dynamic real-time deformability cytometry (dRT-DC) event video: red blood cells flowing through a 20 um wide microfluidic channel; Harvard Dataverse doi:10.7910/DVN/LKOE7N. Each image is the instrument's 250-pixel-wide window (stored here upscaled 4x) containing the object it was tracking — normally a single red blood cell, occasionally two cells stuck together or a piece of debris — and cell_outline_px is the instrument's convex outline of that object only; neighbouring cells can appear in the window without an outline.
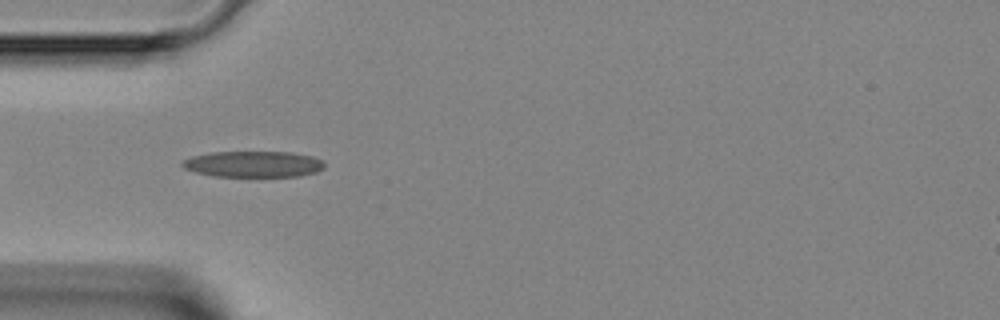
{"species": "Egyptian fruit bat (a non-hibernating species)", "species_latin": "Rousettus aegyptiacus", "temperature_condition": "room temperature", "stored_images_in_passage": 22, "camera_frame_rate_fps": 3000, "um_per_image_px": 0.085, "animal": {"sex": "female"}, "frame": {"image": 1, "passage_image": 3, "time_ms": 0.667, "image_size_px": [1000, 320], "cell_outline_px": [[324, 168], [316, 172], [300, 176], [216, 176], [196, 172], [184, 168], [180, 164], [184, 160], [192, 156], [212, 152], [292, 152], [312, 156], [324, 160]], "centroid_in_image_um": [21.57, 13.94], "position_along_channel_um": 63.4, "area_um2": 21.56}}
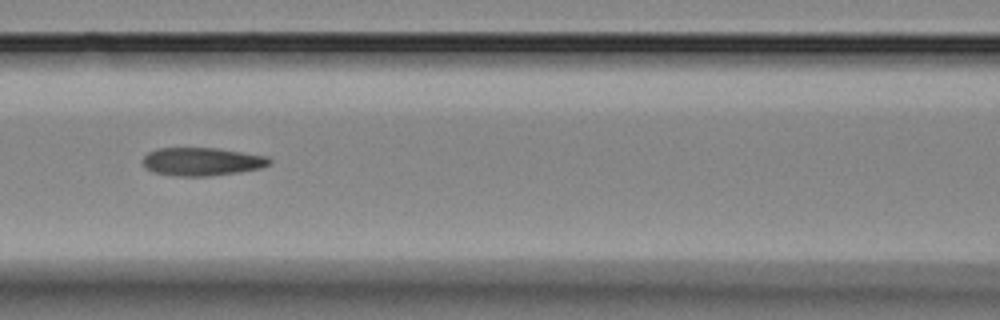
{"frame": {"image": 2, "passage_image": 9, "time_ms": 2.667, "image_size_px": [1000, 320], "cell_outline_px": [[272, 164], [260, 168], [240, 172], [208, 176], [176, 176], [152, 172], [140, 160], [148, 152], [156, 148], [220, 148], [268, 156], [272, 160]], "centroid_in_image_um": [17.19, 13.73], "position_along_channel_um": 149.4, "area_um2": 21.04}}
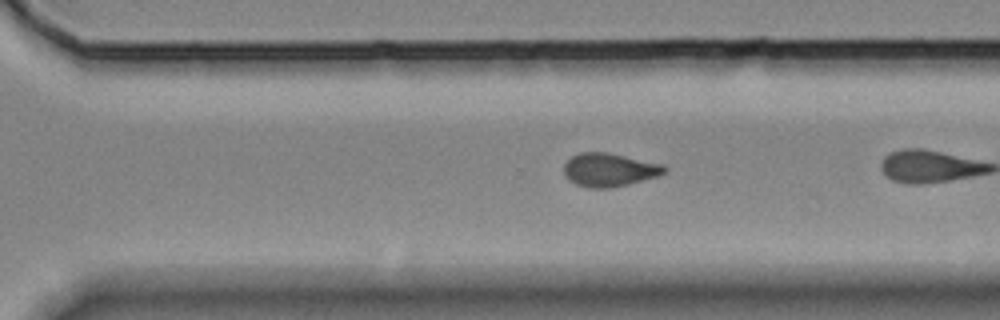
{"frame": {"image": 3, "passage_image": 19, "time_ms": 6.0, "image_size_px": [1000, 320], "cell_outline_px": [[668, 168], [664, 172], [656, 176], [628, 184], [612, 188], [588, 188], [576, 184], [568, 180], [564, 176], [564, 164], [572, 156], [580, 152], [608, 152], [664, 164]], "centroid_in_image_um": [51.77, 14.43], "position_along_channel_um": 318.8, "area_um2": 19.65}}